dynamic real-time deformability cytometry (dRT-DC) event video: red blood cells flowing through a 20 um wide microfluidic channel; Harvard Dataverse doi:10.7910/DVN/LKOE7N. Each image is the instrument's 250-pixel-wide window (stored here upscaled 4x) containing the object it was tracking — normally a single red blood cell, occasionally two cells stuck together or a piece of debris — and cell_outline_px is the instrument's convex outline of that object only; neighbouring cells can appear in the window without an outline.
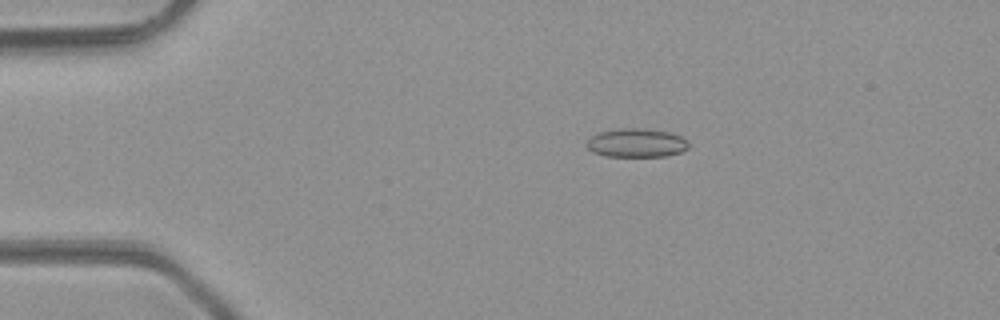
{"species": "common noctule bat (a hibernating species)", "species_latin": "Nyctalus noctula", "temperature_condition": "room temperature", "stored_images_in_passage": 40, "camera_frame_rate_fps": 3000, "um_per_image_px": 0.085, "animal": {"sex": "male", "body_mass_g": 23.1, "forearm_length_mm": 52.7}, "frame": {"image": 1, "passage_image": 1, "time_ms": 0.0, "image_size_px": [1000, 320], "cell_outline_px": [[688, 148], [680, 152], [664, 156], [604, 156], [592, 152], [588, 148], [588, 140], [592, 136], [600, 132], [620, 128], [644, 128], [672, 132], [688, 140]], "centroid_in_image_um": [54.12, 12.14], "position_along_channel_um": 30.9, "area_um2": 17.05}}
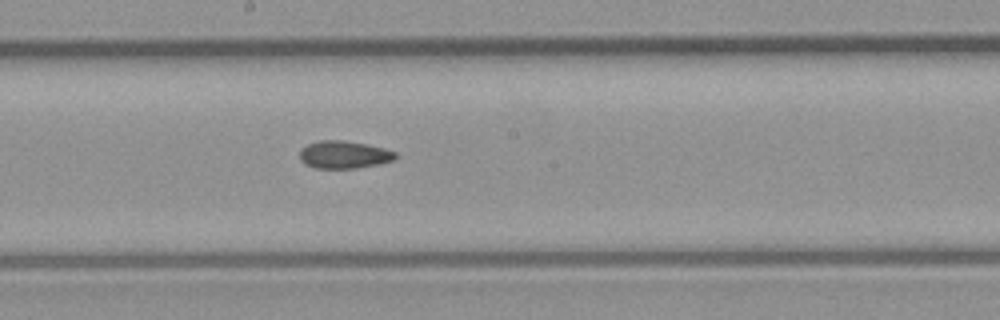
{"frame": {"image": 2, "passage_image": 18, "time_ms": 5.667, "image_size_px": [1000, 320], "cell_outline_px": [[396, 156], [392, 160], [380, 164], [356, 168], [316, 168], [304, 164], [300, 160], [300, 148], [308, 144], [320, 140], [344, 140], [384, 148], [396, 152]], "centroid_in_image_um": [29.2, 13.15], "position_along_channel_um": 219.0, "area_um2": 15.37}}
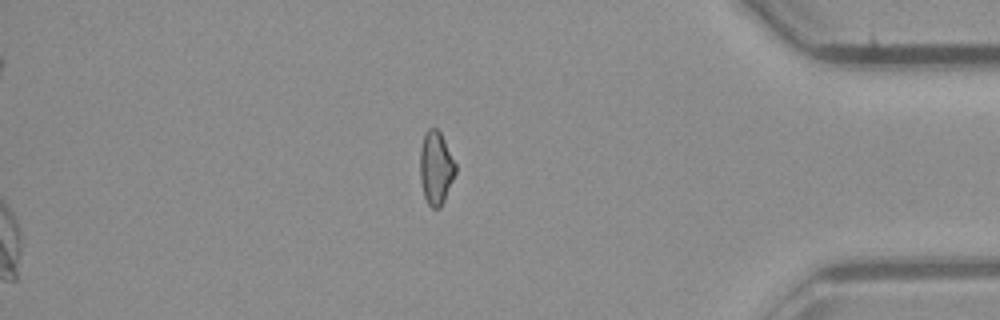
{"frame": {"image": 3, "passage_image": 33, "time_ms": 10.667, "image_size_px": [1000, 320], "cell_outline_px": [[456, 172], [444, 200], [440, 208], [432, 208], [428, 204], [424, 196], [420, 180], [420, 148], [424, 136], [428, 128], [436, 128], [440, 132], [456, 164]], "centroid_in_image_um": [37.04, 14.28], "position_along_channel_um": 398.2, "area_um2": 15.03}, "authors_computed_cell_mechanics": {"area_um2": 15.5771, "velocity_mm_per_s": 4.2785, "shape_relaxation_time_tau1_ms": null, "shape_relaxation_time_tau2_ms": 4.2062, "deformation_change_tau1": null, "deformation_change_tau2": 0.1129}}